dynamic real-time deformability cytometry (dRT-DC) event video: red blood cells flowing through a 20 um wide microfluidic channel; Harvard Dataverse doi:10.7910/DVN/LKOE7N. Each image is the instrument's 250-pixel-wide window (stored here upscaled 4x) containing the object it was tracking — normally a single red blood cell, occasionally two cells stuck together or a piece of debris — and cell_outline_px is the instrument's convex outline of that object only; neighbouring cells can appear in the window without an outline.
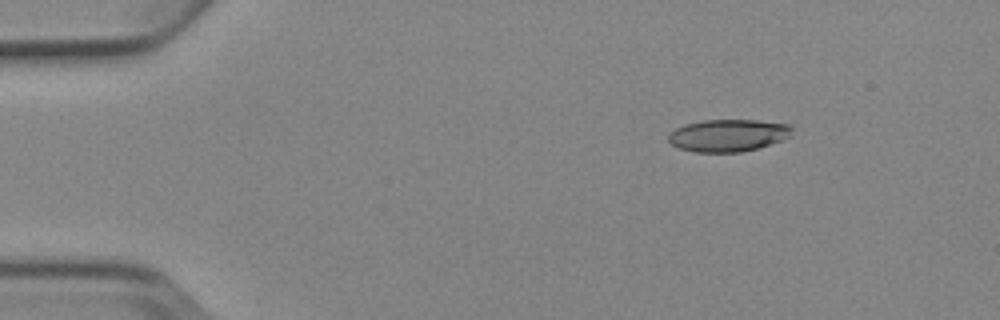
{"species": "Egyptian fruit bat (a non-hibernating species)", "species_latin": "Rousettus aegyptiacus", "temperature_condition": "cold", "stored_images_in_passage": 6, "camera_frame_rate_fps": 3000, "um_per_image_px": 0.085, "animal": {"sex": "female"}, "frame": {"image": 1, "passage_image": 3, "time_ms": 2.333, "image_size_px": [1000, 320], "cell_outline_px": [[792, 136], [756, 148], [740, 152], [696, 152], [680, 148], [672, 144], [668, 140], [668, 136], [676, 128], [684, 124], [704, 120], [756, 120], [788, 124], [792, 128]], "centroid_in_image_um": [61.88, 11.5], "position_along_channel_um": 23.1, "area_um2": 23.0}}